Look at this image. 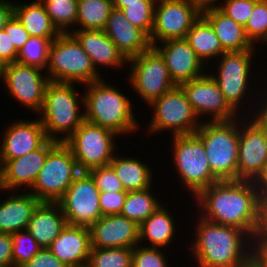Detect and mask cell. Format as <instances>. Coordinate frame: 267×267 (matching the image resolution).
I'll list each match as a JSON object with an SVG mask.
<instances>
[{
    "mask_svg": "<svg viewBox=\"0 0 267 267\" xmlns=\"http://www.w3.org/2000/svg\"><path fill=\"white\" fill-rule=\"evenodd\" d=\"M260 192L255 181L224 180L202 189L193 199L200 216L245 231L252 239L259 220Z\"/></svg>",
    "mask_w": 267,
    "mask_h": 267,
    "instance_id": "cell-1",
    "label": "cell"
},
{
    "mask_svg": "<svg viewBox=\"0 0 267 267\" xmlns=\"http://www.w3.org/2000/svg\"><path fill=\"white\" fill-rule=\"evenodd\" d=\"M197 213V214H196ZM189 253L198 267H251L253 239L243 230L211 222L195 211ZM197 221V223H196ZM191 251V252H190Z\"/></svg>",
    "mask_w": 267,
    "mask_h": 267,
    "instance_id": "cell-2",
    "label": "cell"
},
{
    "mask_svg": "<svg viewBox=\"0 0 267 267\" xmlns=\"http://www.w3.org/2000/svg\"><path fill=\"white\" fill-rule=\"evenodd\" d=\"M256 53V50L225 52L215 60L217 63L215 61L213 62V67H215V64L217 68L212 70L208 67L210 70L208 73L216 81L226 102L239 116L254 117L256 113L258 104L257 97H259L257 90L259 89L257 88L259 84L257 82L259 81L256 79L252 80L256 75V73H253L256 72V69L254 70L252 68L255 64L253 61L254 57L255 59L257 58ZM215 69L217 72H213L216 71ZM253 84L256 85L255 88ZM254 90H257V95Z\"/></svg>",
    "mask_w": 267,
    "mask_h": 267,
    "instance_id": "cell-3",
    "label": "cell"
},
{
    "mask_svg": "<svg viewBox=\"0 0 267 267\" xmlns=\"http://www.w3.org/2000/svg\"><path fill=\"white\" fill-rule=\"evenodd\" d=\"M119 87L104 78L84 85V118L87 122L112 130L119 136L139 131L134 104ZM140 124V125H139Z\"/></svg>",
    "mask_w": 267,
    "mask_h": 267,
    "instance_id": "cell-4",
    "label": "cell"
},
{
    "mask_svg": "<svg viewBox=\"0 0 267 267\" xmlns=\"http://www.w3.org/2000/svg\"><path fill=\"white\" fill-rule=\"evenodd\" d=\"M74 83L50 81L42 110L36 115L48 139L64 142L84 121V93ZM82 107V110H81ZM62 134V136H61Z\"/></svg>",
    "mask_w": 267,
    "mask_h": 267,
    "instance_id": "cell-5",
    "label": "cell"
},
{
    "mask_svg": "<svg viewBox=\"0 0 267 267\" xmlns=\"http://www.w3.org/2000/svg\"><path fill=\"white\" fill-rule=\"evenodd\" d=\"M207 153L211 172L220 180H237L240 118L202 122L194 133Z\"/></svg>",
    "mask_w": 267,
    "mask_h": 267,
    "instance_id": "cell-6",
    "label": "cell"
},
{
    "mask_svg": "<svg viewBox=\"0 0 267 267\" xmlns=\"http://www.w3.org/2000/svg\"><path fill=\"white\" fill-rule=\"evenodd\" d=\"M45 72L52 82L74 83L81 87L107 76L95 70L89 55L71 33H61L51 42Z\"/></svg>",
    "mask_w": 267,
    "mask_h": 267,
    "instance_id": "cell-7",
    "label": "cell"
},
{
    "mask_svg": "<svg viewBox=\"0 0 267 267\" xmlns=\"http://www.w3.org/2000/svg\"><path fill=\"white\" fill-rule=\"evenodd\" d=\"M172 166L182 187L194 198L202 189L220 181L209 167L203 142L195 135H174L171 141ZM177 170V171H176ZM192 193V194H191Z\"/></svg>",
    "mask_w": 267,
    "mask_h": 267,
    "instance_id": "cell-8",
    "label": "cell"
},
{
    "mask_svg": "<svg viewBox=\"0 0 267 267\" xmlns=\"http://www.w3.org/2000/svg\"><path fill=\"white\" fill-rule=\"evenodd\" d=\"M149 108L152 109L150 112H153L146 128L149 135L160 134L163 131H168L171 136L191 135L202 123L180 86L163 94L150 104Z\"/></svg>",
    "mask_w": 267,
    "mask_h": 267,
    "instance_id": "cell-9",
    "label": "cell"
},
{
    "mask_svg": "<svg viewBox=\"0 0 267 267\" xmlns=\"http://www.w3.org/2000/svg\"><path fill=\"white\" fill-rule=\"evenodd\" d=\"M117 135L112 130L86 120L64 141L71 149L81 172L109 165L118 150Z\"/></svg>",
    "mask_w": 267,
    "mask_h": 267,
    "instance_id": "cell-10",
    "label": "cell"
},
{
    "mask_svg": "<svg viewBox=\"0 0 267 267\" xmlns=\"http://www.w3.org/2000/svg\"><path fill=\"white\" fill-rule=\"evenodd\" d=\"M81 173L71 149L58 142L49 152L29 191L41 202H57Z\"/></svg>",
    "mask_w": 267,
    "mask_h": 267,
    "instance_id": "cell-11",
    "label": "cell"
},
{
    "mask_svg": "<svg viewBox=\"0 0 267 267\" xmlns=\"http://www.w3.org/2000/svg\"><path fill=\"white\" fill-rule=\"evenodd\" d=\"M127 68L130 70L126 80L147 105L177 86L169 75L164 58L154 47L130 58Z\"/></svg>",
    "mask_w": 267,
    "mask_h": 267,
    "instance_id": "cell-12",
    "label": "cell"
},
{
    "mask_svg": "<svg viewBox=\"0 0 267 267\" xmlns=\"http://www.w3.org/2000/svg\"><path fill=\"white\" fill-rule=\"evenodd\" d=\"M201 14L202 7L192 0H156L149 37L152 47L166 40L186 38Z\"/></svg>",
    "mask_w": 267,
    "mask_h": 267,
    "instance_id": "cell-13",
    "label": "cell"
},
{
    "mask_svg": "<svg viewBox=\"0 0 267 267\" xmlns=\"http://www.w3.org/2000/svg\"><path fill=\"white\" fill-rule=\"evenodd\" d=\"M18 62L4 65L1 83L8 95L24 108L39 113L44 104L45 90L50 82L46 72Z\"/></svg>",
    "mask_w": 267,
    "mask_h": 267,
    "instance_id": "cell-14",
    "label": "cell"
},
{
    "mask_svg": "<svg viewBox=\"0 0 267 267\" xmlns=\"http://www.w3.org/2000/svg\"><path fill=\"white\" fill-rule=\"evenodd\" d=\"M266 164L267 127L255 117L240 116L237 180L256 181Z\"/></svg>",
    "mask_w": 267,
    "mask_h": 267,
    "instance_id": "cell-15",
    "label": "cell"
},
{
    "mask_svg": "<svg viewBox=\"0 0 267 267\" xmlns=\"http://www.w3.org/2000/svg\"><path fill=\"white\" fill-rule=\"evenodd\" d=\"M100 191L87 172H81L57 201L67 224L90 227L102 217Z\"/></svg>",
    "mask_w": 267,
    "mask_h": 267,
    "instance_id": "cell-16",
    "label": "cell"
},
{
    "mask_svg": "<svg viewBox=\"0 0 267 267\" xmlns=\"http://www.w3.org/2000/svg\"><path fill=\"white\" fill-rule=\"evenodd\" d=\"M179 86L202 122L232 121L240 117L226 102L219 86L209 73L206 72L203 76Z\"/></svg>",
    "mask_w": 267,
    "mask_h": 267,
    "instance_id": "cell-17",
    "label": "cell"
},
{
    "mask_svg": "<svg viewBox=\"0 0 267 267\" xmlns=\"http://www.w3.org/2000/svg\"><path fill=\"white\" fill-rule=\"evenodd\" d=\"M57 143L56 140L48 139L40 148L25 156L5 161L0 166V185L4 193L5 191L8 194L11 191L23 192L25 190L29 192L45 164L48 152Z\"/></svg>",
    "mask_w": 267,
    "mask_h": 267,
    "instance_id": "cell-18",
    "label": "cell"
},
{
    "mask_svg": "<svg viewBox=\"0 0 267 267\" xmlns=\"http://www.w3.org/2000/svg\"><path fill=\"white\" fill-rule=\"evenodd\" d=\"M34 119L19 118L6 125L0 139V166L40 148L48 140L39 117Z\"/></svg>",
    "mask_w": 267,
    "mask_h": 267,
    "instance_id": "cell-19",
    "label": "cell"
},
{
    "mask_svg": "<svg viewBox=\"0 0 267 267\" xmlns=\"http://www.w3.org/2000/svg\"><path fill=\"white\" fill-rule=\"evenodd\" d=\"M153 47L164 58L169 75L177 86L203 76L208 70L185 38L166 40Z\"/></svg>",
    "mask_w": 267,
    "mask_h": 267,
    "instance_id": "cell-20",
    "label": "cell"
},
{
    "mask_svg": "<svg viewBox=\"0 0 267 267\" xmlns=\"http://www.w3.org/2000/svg\"><path fill=\"white\" fill-rule=\"evenodd\" d=\"M89 229L91 248H134L139 244V225L121 215L102 216Z\"/></svg>",
    "mask_w": 267,
    "mask_h": 267,
    "instance_id": "cell-21",
    "label": "cell"
},
{
    "mask_svg": "<svg viewBox=\"0 0 267 267\" xmlns=\"http://www.w3.org/2000/svg\"><path fill=\"white\" fill-rule=\"evenodd\" d=\"M71 34L77 39L83 50L89 55L95 70L99 74L106 68L126 69L128 60L118 50L111 39L101 30H73ZM126 65V66H125Z\"/></svg>",
    "mask_w": 267,
    "mask_h": 267,
    "instance_id": "cell-22",
    "label": "cell"
},
{
    "mask_svg": "<svg viewBox=\"0 0 267 267\" xmlns=\"http://www.w3.org/2000/svg\"><path fill=\"white\" fill-rule=\"evenodd\" d=\"M104 32L127 60L152 47L149 36L132 25L124 13L115 8L110 11Z\"/></svg>",
    "mask_w": 267,
    "mask_h": 267,
    "instance_id": "cell-23",
    "label": "cell"
},
{
    "mask_svg": "<svg viewBox=\"0 0 267 267\" xmlns=\"http://www.w3.org/2000/svg\"><path fill=\"white\" fill-rule=\"evenodd\" d=\"M49 249L67 267L88 262L91 252L89 227L67 224Z\"/></svg>",
    "mask_w": 267,
    "mask_h": 267,
    "instance_id": "cell-24",
    "label": "cell"
},
{
    "mask_svg": "<svg viewBox=\"0 0 267 267\" xmlns=\"http://www.w3.org/2000/svg\"><path fill=\"white\" fill-rule=\"evenodd\" d=\"M7 196L0 200V233L13 234L26 230L41 201L27 191H11Z\"/></svg>",
    "mask_w": 267,
    "mask_h": 267,
    "instance_id": "cell-25",
    "label": "cell"
},
{
    "mask_svg": "<svg viewBox=\"0 0 267 267\" xmlns=\"http://www.w3.org/2000/svg\"><path fill=\"white\" fill-rule=\"evenodd\" d=\"M201 16L211 25L225 52L259 50L247 38L244 27L225 15L216 5L202 7Z\"/></svg>",
    "mask_w": 267,
    "mask_h": 267,
    "instance_id": "cell-26",
    "label": "cell"
},
{
    "mask_svg": "<svg viewBox=\"0 0 267 267\" xmlns=\"http://www.w3.org/2000/svg\"><path fill=\"white\" fill-rule=\"evenodd\" d=\"M66 225V218L57 202H41L26 230L42 248H49Z\"/></svg>",
    "mask_w": 267,
    "mask_h": 267,
    "instance_id": "cell-27",
    "label": "cell"
},
{
    "mask_svg": "<svg viewBox=\"0 0 267 267\" xmlns=\"http://www.w3.org/2000/svg\"><path fill=\"white\" fill-rule=\"evenodd\" d=\"M168 206L170 205L164 203L139 225L140 245L144 244L143 246L160 247L164 249L167 247V250H169V245H172L171 243L174 242L173 240H177L176 228L178 225L175 223L177 219L173 217L169 209L166 208Z\"/></svg>",
    "mask_w": 267,
    "mask_h": 267,
    "instance_id": "cell-28",
    "label": "cell"
},
{
    "mask_svg": "<svg viewBox=\"0 0 267 267\" xmlns=\"http://www.w3.org/2000/svg\"><path fill=\"white\" fill-rule=\"evenodd\" d=\"M121 155L115 154L109 165L122 182L125 191L145 190L154 185L152 165L149 166L146 160L141 161L139 157Z\"/></svg>",
    "mask_w": 267,
    "mask_h": 267,
    "instance_id": "cell-29",
    "label": "cell"
},
{
    "mask_svg": "<svg viewBox=\"0 0 267 267\" xmlns=\"http://www.w3.org/2000/svg\"><path fill=\"white\" fill-rule=\"evenodd\" d=\"M13 14L30 36L57 38L61 34L52 23L40 0H33V2L31 0L28 3L14 1Z\"/></svg>",
    "mask_w": 267,
    "mask_h": 267,
    "instance_id": "cell-30",
    "label": "cell"
},
{
    "mask_svg": "<svg viewBox=\"0 0 267 267\" xmlns=\"http://www.w3.org/2000/svg\"><path fill=\"white\" fill-rule=\"evenodd\" d=\"M185 39L201 61L212 69L211 61L225 53L216 33L202 16L191 26Z\"/></svg>",
    "mask_w": 267,
    "mask_h": 267,
    "instance_id": "cell-31",
    "label": "cell"
},
{
    "mask_svg": "<svg viewBox=\"0 0 267 267\" xmlns=\"http://www.w3.org/2000/svg\"><path fill=\"white\" fill-rule=\"evenodd\" d=\"M153 188H155L154 185L145 190L127 192L120 215L136 222L138 225L145 221L164 204L157 199L158 194L155 195V192H152Z\"/></svg>",
    "mask_w": 267,
    "mask_h": 267,
    "instance_id": "cell-32",
    "label": "cell"
},
{
    "mask_svg": "<svg viewBox=\"0 0 267 267\" xmlns=\"http://www.w3.org/2000/svg\"><path fill=\"white\" fill-rule=\"evenodd\" d=\"M112 9V0H78L77 20L73 30L104 31Z\"/></svg>",
    "mask_w": 267,
    "mask_h": 267,
    "instance_id": "cell-33",
    "label": "cell"
},
{
    "mask_svg": "<svg viewBox=\"0 0 267 267\" xmlns=\"http://www.w3.org/2000/svg\"><path fill=\"white\" fill-rule=\"evenodd\" d=\"M60 33H71L76 26L78 0H40Z\"/></svg>",
    "mask_w": 267,
    "mask_h": 267,
    "instance_id": "cell-34",
    "label": "cell"
},
{
    "mask_svg": "<svg viewBox=\"0 0 267 267\" xmlns=\"http://www.w3.org/2000/svg\"><path fill=\"white\" fill-rule=\"evenodd\" d=\"M56 38L30 36L24 46L18 51L16 62L46 70L48 65L49 47Z\"/></svg>",
    "mask_w": 267,
    "mask_h": 267,
    "instance_id": "cell-35",
    "label": "cell"
},
{
    "mask_svg": "<svg viewBox=\"0 0 267 267\" xmlns=\"http://www.w3.org/2000/svg\"><path fill=\"white\" fill-rule=\"evenodd\" d=\"M133 248H91L92 267H132Z\"/></svg>",
    "mask_w": 267,
    "mask_h": 267,
    "instance_id": "cell-36",
    "label": "cell"
},
{
    "mask_svg": "<svg viewBox=\"0 0 267 267\" xmlns=\"http://www.w3.org/2000/svg\"><path fill=\"white\" fill-rule=\"evenodd\" d=\"M13 240V264L14 267H21L30 261L42 247L27 231H18L11 234Z\"/></svg>",
    "mask_w": 267,
    "mask_h": 267,
    "instance_id": "cell-37",
    "label": "cell"
},
{
    "mask_svg": "<svg viewBox=\"0 0 267 267\" xmlns=\"http://www.w3.org/2000/svg\"><path fill=\"white\" fill-rule=\"evenodd\" d=\"M245 34L257 46L267 35V0H258L246 23Z\"/></svg>",
    "mask_w": 267,
    "mask_h": 267,
    "instance_id": "cell-38",
    "label": "cell"
},
{
    "mask_svg": "<svg viewBox=\"0 0 267 267\" xmlns=\"http://www.w3.org/2000/svg\"><path fill=\"white\" fill-rule=\"evenodd\" d=\"M155 3H133L127 4L121 11L125 18L134 26L143 30L149 37L154 25Z\"/></svg>",
    "mask_w": 267,
    "mask_h": 267,
    "instance_id": "cell-39",
    "label": "cell"
},
{
    "mask_svg": "<svg viewBox=\"0 0 267 267\" xmlns=\"http://www.w3.org/2000/svg\"><path fill=\"white\" fill-rule=\"evenodd\" d=\"M166 251L168 250L160 247H147L138 244L133 248L132 267H170L169 263L167 264L169 261L166 256V253L168 255L170 253Z\"/></svg>",
    "mask_w": 267,
    "mask_h": 267,
    "instance_id": "cell-40",
    "label": "cell"
},
{
    "mask_svg": "<svg viewBox=\"0 0 267 267\" xmlns=\"http://www.w3.org/2000/svg\"><path fill=\"white\" fill-rule=\"evenodd\" d=\"M257 1L258 0H220L216 6L236 23L245 27Z\"/></svg>",
    "mask_w": 267,
    "mask_h": 267,
    "instance_id": "cell-41",
    "label": "cell"
},
{
    "mask_svg": "<svg viewBox=\"0 0 267 267\" xmlns=\"http://www.w3.org/2000/svg\"><path fill=\"white\" fill-rule=\"evenodd\" d=\"M87 173L100 192H127L110 165L92 168Z\"/></svg>",
    "mask_w": 267,
    "mask_h": 267,
    "instance_id": "cell-42",
    "label": "cell"
},
{
    "mask_svg": "<svg viewBox=\"0 0 267 267\" xmlns=\"http://www.w3.org/2000/svg\"><path fill=\"white\" fill-rule=\"evenodd\" d=\"M127 192H100L99 202L102 216L120 215Z\"/></svg>",
    "mask_w": 267,
    "mask_h": 267,
    "instance_id": "cell-43",
    "label": "cell"
},
{
    "mask_svg": "<svg viewBox=\"0 0 267 267\" xmlns=\"http://www.w3.org/2000/svg\"><path fill=\"white\" fill-rule=\"evenodd\" d=\"M9 36L17 51H19L30 38L21 22L13 14L3 29Z\"/></svg>",
    "mask_w": 267,
    "mask_h": 267,
    "instance_id": "cell-44",
    "label": "cell"
},
{
    "mask_svg": "<svg viewBox=\"0 0 267 267\" xmlns=\"http://www.w3.org/2000/svg\"><path fill=\"white\" fill-rule=\"evenodd\" d=\"M21 267H67L49 248H42L30 261Z\"/></svg>",
    "mask_w": 267,
    "mask_h": 267,
    "instance_id": "cell-45",
    "label": "cell"
},
{
    "mask_svg": "<svg viewBox=\"0 0 267 267\" xmlns=\"http://www.w3.org/2000/svg\"><path fill=\"white\" fill-rule=\"evenodd\" d=\"M18 51L10 36L3 30L0 31V61L3 65L16 62Z\"/></svg>",
    "mask_w": 267,
    "mask_h": 267,
    "instance_id": "cell-46",
    "label": "cell"
},
{
    "mask_svg": "<svg viewBox=\"0 0 267 267\" xmlns=\"http://www.w3.org/2000/svg\"><path fill=\"white\" fill-rule=\"evenodd\" d=\"M252 266L267 267V236L253 238Z\"/></svg>",
    "mask_w": 267,
    "mask_h": 267,
    "instance_id": "cell-47",
    "label": "cell"
},
{
    "mask_svg": "<svg viewBox=\"0 0 267 267\" xmlns=\"http://www.w3.org/2000/svg\"><path fill=\"white\" fill-rule=\"evenodd\" d=\"M13 240L11 234L0 233V266L14 267L13 264Z\"/></svg>",
    "mask_w": 267,
    "mask_h": 267,
    "instance_id": "cell-48",
    "label": "cell"
},
{
    "mask_svg": "<svg viewBox=\"0 0 267 267\" xmlns=\"http://www.w3.org/2000/svg\"><path fill=\"white\" fill-rule=\"evenodd\" d=\"M265 77V79L264 80H266L267 81V79H266V76H264ZM264 80H262V83H263V85L265 86H263V85H259V87L261 86V88L260 89H258V95L260 96V97H258V104H257V109H256V113H255V115H254V117L262 124V125H264V126H266L267 127V85H266V83H265V81ZM265 88V89H264ZM261 89H263V90H261ZM261 90V91H260ZM263 91V92H262ZM262 96H261V95Z\"/></svg>",
    "mask_w": 267,
    "mask_h": 267,
    "instance_id": "cell-49",
    "label": "cell"
},
{
    "mask_svg": "<svg viewBox=\"0 0 267 267\" xmlns=\"http://www.w3.org/2000/svg\"><path fill=\"white\" fill-rule=\"evenodd\" d=\"M267 236V193L260 194L259 198V220L254 237Z\"/></svg>",
    "mask_w": 267,
    "mask_h": 267,
    "instance_id": "cell-50",
    "label": "cell"
},
{
    "mask_svg": "<svg viewBox=\"0 0 267 267\" xmlns=\"http://www.w3.org/2000/svg\"><path fill=\"white\" fill-rule=\"evenodd\" d=\"M13 4L14 0H0V31H3L6 22L13 15Z\"/></svg>",
    "mask_w": 267,
    "mask_h": 267,
    "instance_id": "cell-51",
    "label": "cell"
},
{
    "mask_svg": "<svg viewBox=\"0 0 267 267\" xmlns=\"http://www.w3.org/2000/svg\"><path fill=\"white\" fill-rule=\"evenodd\" d=\"M133 3H156V0H112L113 8L122 10L127 4Z\"/></svg>",
    "mask_w": 267,
    "mask_h": 267,
    "instance_id": "cell-52",
    "label": "cell"
},
{
    "mask_svg": "<svg viewBox=\"0 0 267 267\" xmlns=\"http://www.w3.org/2000/svg\"><path fill=\"white\" fill-rule=\"evenodd\" d=\"M255 183L260 194L267 193V164L265 166L263 173L258 177Z\"/></svg>",
    "mask_w": 267,
    "mask_h": 267,
    "instance_id": "cell-53",
    "label": "cell"
},
{
    "mask_svg": "<svg viewBox=\"0 0 267 267\" xmlns=\"http://www.w3.org/2000/svg\"><path fill=\"white\" fill-rule=\"evenodd\" d=\"M199 4L201 7L216 5L220 0H192Z\"/></svg>",
    "mask_w": 267,
    "mask_h": 267,
    "instance_id": "cell-54",
    "label": "cell"
},
{
    "mask_svg": "<svg viewBox=\"0 0 267 267\" xmlns=\"http://www.w3.org/2000/svg\"><path fill=\"white\" fill-rule=\"evenodd\" d=\"M73 267H92V266L88 262H86V263L75 265Z\"/></svg>",
    "mask_w": 267,
    "mask_h": 267,
    "instance_id": "cell-55",
    "label": "cell"
},
{
    "mask_svg": "<svg viewBox=\"0 0 267 267\" xmlns=\"http://www.w3.org/2000/svg\"><path fill=\"white\" fill-rule=\"evenodd\" d=\"M3 70H4V65H3L2 62L0 61V81L2 80Z\"/></svg>",
    "mask_w": 267,
    "mask_h": 267,
    "instance_id": "cell-56",
    "label": "cell"
},
{
    "mask_svg": "<svg viewBox=\"0 0 267 267\" xmlns=\"http://www.w3.org/2000/svg\"><path fill=\"white\" fill-rule=\"evenodd\" d=\"M259 44H261V46L263 45V46H267V35H266V37L259 43ZM266 44V45H265Z\"/></svg>",
    "mask_w": 267,
    "mask_h": 267,
    "instance_id": "cell-57",
    "label": "cell"
}]
</instances>
